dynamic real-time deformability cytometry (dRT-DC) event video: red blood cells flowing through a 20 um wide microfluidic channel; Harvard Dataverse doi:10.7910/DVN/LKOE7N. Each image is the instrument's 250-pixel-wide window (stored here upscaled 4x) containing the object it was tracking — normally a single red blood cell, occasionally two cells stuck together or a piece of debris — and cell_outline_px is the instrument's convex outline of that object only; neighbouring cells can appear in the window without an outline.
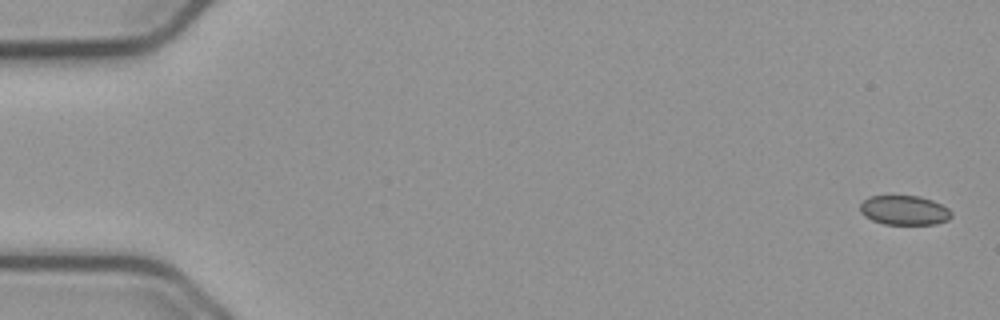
{"species": "common noctule bat (a hibernating species)", "species_latin": "Nyctalus noctula", "temperature_condition": "cold", "stored_images_in_passage": 45, "camera_frame_rate_fps": 3000, "um_per_image_px": 0.085, "animal": {"sex": "male", "body_mass_g": 23.1, "forearm_length_mm": 52.7}, "frame": {"image": 1, "passage_image": 1, "time_ms": 0.0, "image_size_px": [1000, 320], "cell_outline_px": [[952, 216], [948, 220], [936, 224], [884, 224], [872, 220], [864, 216], [860, 212], [860, 204], [868, 196], [920, 196], [932, 200], [948, 208], [952, 212]], "centroid_in_image_um": [76.86, 17.87], "position_along_channel_um": 8.1, "area_um2": 15.72}}
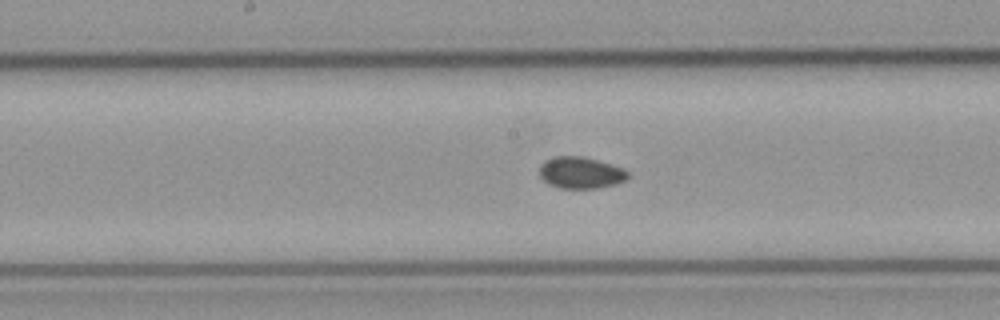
{"frame": {"image": 2, "passage_image": 28, "time_ms": 9.0, "image_size_px": [1000, 320], "cell_outline_px": [[628, 176], [624, 180], [616, 184], [596, 188], [560, 188], [548, 184], [540, 176], [540, 164], [544, 160], [552, 156], [584, 156], [620, 168], [628, 172]], "centroid_in_image_um": [49.29, 14.67], "position_along_channel_um": 198.9, "area_um2": 16.13}}
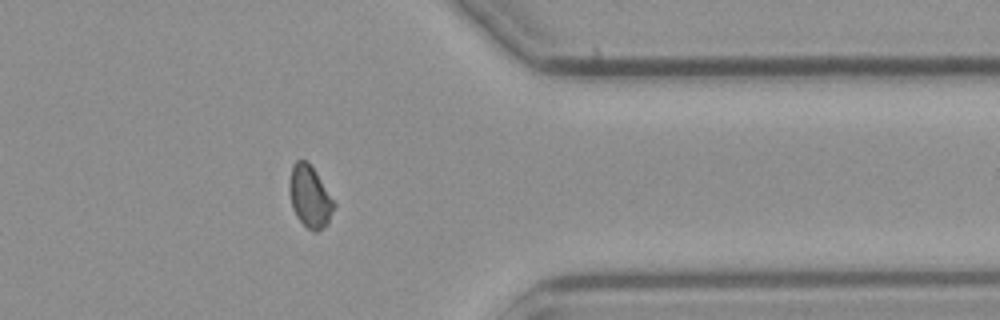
{"frame": {"image": 3, "passage_image": 44, "time_ms": 14.333, "image_size_px": [1000, 320], "cell_outline_px": [[336, 204], [328, 224], [324, 228], [316, 232], [312, 232], [296, 216], [292, 208], [288, 188], [288, 184], [292, 164], [296, 160], [304, 160], [316, 172]], "centroid_in_image_um": [26.32, 16.74], "position_along_channel_um": 385.1, "area_um2": 16.13}}